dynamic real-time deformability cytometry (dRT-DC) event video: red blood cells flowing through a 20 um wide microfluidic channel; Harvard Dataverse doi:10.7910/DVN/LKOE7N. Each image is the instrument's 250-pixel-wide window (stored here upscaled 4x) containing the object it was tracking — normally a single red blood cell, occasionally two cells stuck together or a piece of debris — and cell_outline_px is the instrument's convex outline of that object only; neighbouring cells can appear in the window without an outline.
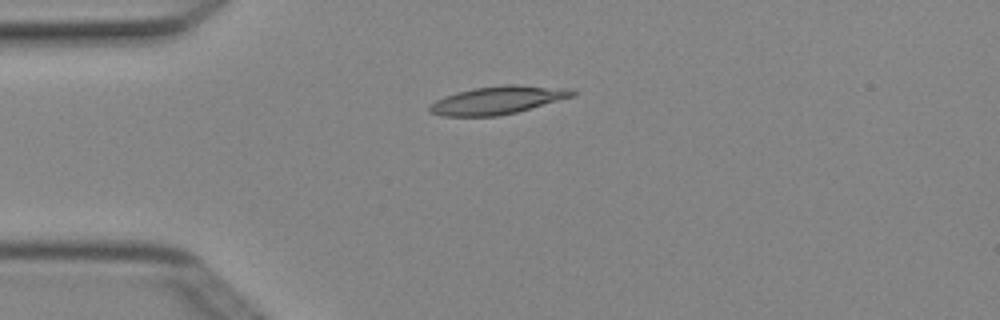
{"species": "Egyptian fruit bat (a non-hibernating species)", "species_latin": "Rousettus aegyptiacus", "temperature_condition": "cold", "stored_images_in_passage": 4, "camera_frame_rate_fps": 3000, "um_per_image_px": 0.085, "animal": {"sex": "female"}, "frame": {"image": 1, "passage_image": 2, "time_ms": 0.333, "image_size_px": [1000, 320], "cell_outline_px": [[576, 96], [516, 112], [496, 116], [440, 116], [428, 112], [428, 108], [436, 100], [444, 96], [456, 92], [472, 88], [504, 84], [516, 84], [572, 88], [576, 92]], "centroid_in_image_um": [42.33, 8.5], "position_along_channel_um": 42.7, "area_um2": 23.58}}
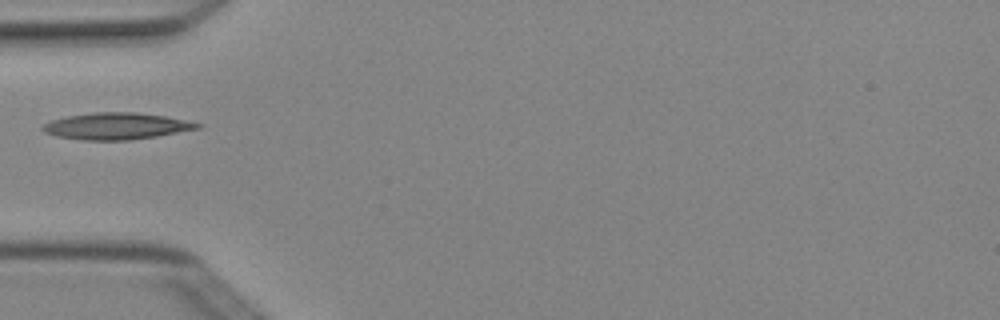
{"frame": {"image": 2, "passage_image": 3, "time_ms": 0.667, "image_size_px": [1000, 320], "cell_outline_px": [[204, 124], [200, 128], [156, 136], [128, 140], [84, 140], [56, 136], [44, 132], [40, 128], [44, 124], [52, 120], [68, 116], [92, 112], [136, 112], [164, 116]], "centroid_in_image_um": [9.87, 10.72], "position_along_channel_um": 75.1, "area_um2": 23.87}}
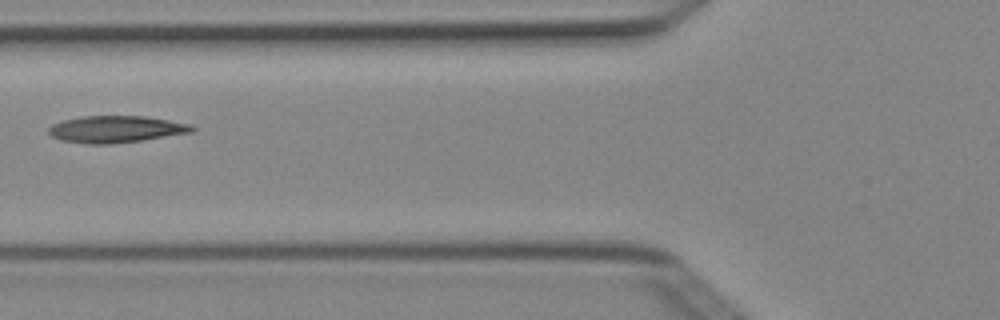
{"frame": {"image": 3, "passage_image": 4, "time_ms": 1.0, "image_size_px": [1000, 320], "cell_outline_px": [[196, 128], [192, 132], [140, 140], [112, 144], [92, 144], [60, 140], [52, 136], [48, 132], [48, 128], [52, 124], [64, 120], [84, 116], [144, 116], [192, 124]], "centroid_in_image_um": [9.85, 10.98], "position_along_channel_um": 116.0, "area_um2": 22.25}}